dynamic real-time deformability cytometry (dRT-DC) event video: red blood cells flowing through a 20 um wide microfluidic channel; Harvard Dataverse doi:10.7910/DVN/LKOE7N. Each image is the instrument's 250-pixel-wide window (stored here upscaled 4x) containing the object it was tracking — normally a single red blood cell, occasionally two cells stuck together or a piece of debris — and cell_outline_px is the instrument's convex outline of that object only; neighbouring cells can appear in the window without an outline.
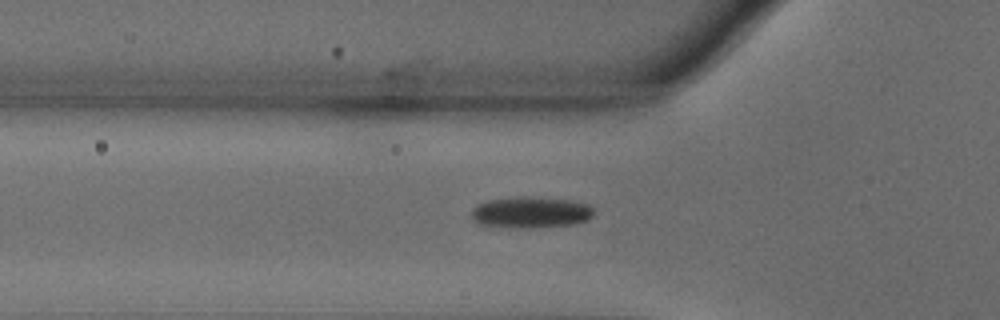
{"species": "common noctule bat (a hibernating species)", "species_latin": "Nyctalus noctula", "temperature_condition": "warm", "stored_images_in_passage": 38, "camera_frame_rate_fps": 3000, "um_per_image_px": 0.085, "animal": {"sex": "male", "body_mass_g": 18.8}, "frame": {"image": 1, "passage_image": 6, "time_ms": 1.667, "image_size_px": [1000, 320], "cell_outline_px": [[592, 216], [588, 220], [576, 224], [532, 228], [508, 228], [480, 224], [472, 216], [472, 208], [476, 204], [488, 200], [516, 196], [532, 196], [568, 200], [588, 204], [592, 208]], "centroid_in_image_um": [45.1, 18.05], "position_along_channel_um": 80.7, "area_um2": 22.54}}
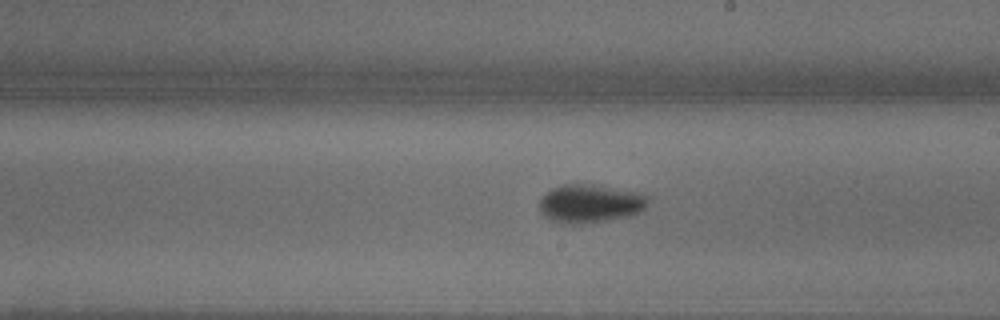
{"frame": {"image": 2, "passage_image": 19, "time_ms": 6.0, "image_size_px": [1000, 320], "cell_outline_px": [[648, 200], [644, 208], [640, 212], [632, 216], [580, 224], [560, 224], [548, 220], [540, 212], [540, 196], [552, 188], [564, 184], [592, 184], [640, 192], [648, 196]], "centroid_in_image_um": [50.13, 17.31], "position_along_channel_um": 238.9, "area_um2": 24.68}}
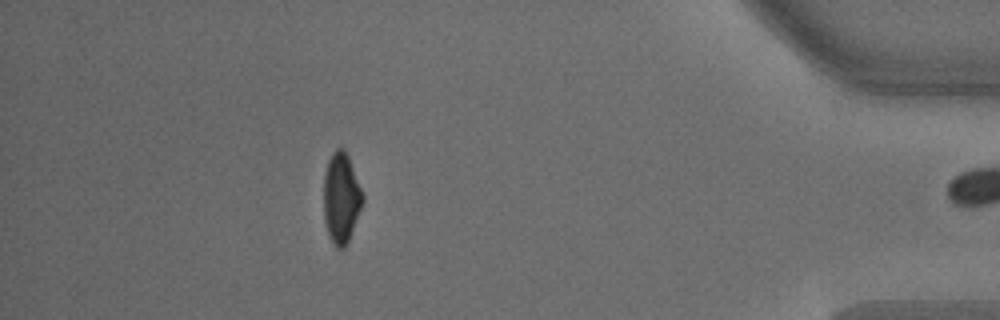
{"frame": {"image": 3, "passage_image": 37, "time_ms": 12.0, "image_size_px": [1000, 320], "cell_outline_px": [[364, 200], [348, 240], [344, 248], [336, 248], [332, 244], [328, 236], [324, 220], [324, 172], [328, 160], [332, 152], [336, 148], [344, 148], [348, 156], [364, 196]], "centroid_in_image_um": [28.98, 16.82], "position_along_channel_um": 406.2, "area_um2": 20.52}}